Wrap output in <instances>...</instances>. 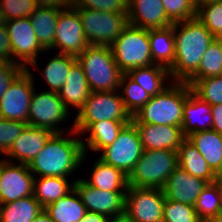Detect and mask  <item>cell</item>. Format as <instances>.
<instances>
[{
  "label": "cell",
  "instance_id": "7",
  "mask_svg": "<svg viewBox=\"0 0 222 222\" xmlns=\"http://www.w3.org/2000/svg\"><path fill=\"white\" fill-rule=\"evenodd\" d=\"M110 47L114 60L123 73L154 64L149 44V29L129 24Z\"/></svg>",
  "mask_w": 222,
  "mask_h": 222
},
{
  "label": "cell",
  "instance_id": "28",
  "mask_svg": "<svg viewBox=\"0 0 222 222\" xmlns=\"http://www.w3.org/2000/svg\"><path fill=\"white\" fill-rule=\"evenodd\" d=\"M61 10L62 8L56 6L38 5L30 16L36 37L46 51L53 46L57 19Z\"/></svg>",
  "mask_w": 222,
  "mask_h": 222
},
{
  "label": "cell",
  "instance_id": "1",
  "mask_svg": "<svg viewBox=\"0 0 222 222\" xmlns=\"http://www.w3.org/2000/svg\"><path fill=\"white\" fill-rule=\"evenodd\" d=\"M175 59L169 69L171 78L187 82L197 71L203 54L216 39L196 17L173 23Z\"/></svg>",
  "mask_w": 222,
  "mask_h": 222
},
{
  "label": "cell",
  "instance_id": "16",
  "mask_svg": "<svg viewBox=\"0 0 222 222\" xmlns=\"http://www.w3.org/2000/svg\"><path fill=\"white\" fill-rule=\"evenodd\" d=\"M74 189L87 211L101 213L108 217L125 212L126 192L103 191L88 185L81 178L74 181Z\"/></svg>",
  "mask_w": 222,
  "mask_h": 222
},
{
  "label": "cell",
  "instance_id": "15",
  "mask_svg": "<svg viewBox=\"0 0 222 222\" xmlns=\"http://www.w3.org/2000/svg\"><path fill=\"white\" fill-rule=\"evenodd\" d=\"M34 177L29 166L2 159L0 174V204L14 202L33 195Z\"/></svg>",
  "mask_w": 222,
  "mask_h": 222
},
{
  "label": "cell",
  "instance_id": "10",
  "mask_svg": "<svg viewBox=\"0 0 222 222\" xmlns=\"http://www.w3.org/2000/svg\"><path fill=\"white\" fill-rule=\"evenodd\" d=\"M30 68L23 69L9 84L0 99V117L28 123L29 107L34 91V78Z\"/></svg>",
  "mask_w": 222,
  "mask_h": 222
},
{
  "label": "cell",
  "instance_id": "5",
  "mask_svg": "<svg viewBox=\"0 0 222 222\" xmlns=\"http://www.w3.org/2000/svg\"><path fill=\"white\" fill-rule=\"evenodd\" d=\"M118 91L91 92L87 101L76 113L73 134L83 133L92 123L104 120L132 121Z\"/></svg>",
  "mask_w": 222,
  "mask_h": 222
},
{
  "label": "cell",
  "instance_id": "31",
  "mask_svg": "<svg viewBox=\"0 0 222 222\" xmlns=\"http://www.w3.org/2000/svg\"><path fill=\"white\" fill-rule=\"evenodd\" d=\"M132 80L137 82L151 97L162 92L168 87L167 77H171L170 70L156 64L132 69L126 73Z\"/></svg>",
  "mask_w": 222,
  "mask_h": 222
},
{
  "label": "cell",
  "instance_id": "39",
  "mask_svg": "<svg viewBox=\"0 0 222 222\" xmlns=\"http://www.w3.org/2000/svg\"><path fill=\"white\" fill-rule=\"evenodd\" d=\"M163 222H202L194 206L165 198Z\"/></svg>",
  "mask_w": 222,
  "mask_h": 222
},
{
  "label": "cell",
  "instance_id": "41",
  "mask_svg": "<svg viewBox=\"0 0 222 222\" xmlns=\"http://www.w3.org/2000/svg\"><path fill=\"white\" fill-rule=\"evenodd\" d=\"M72 6L96 11L128 13V0H73Z\"/></svg>",
  "mask_w": 222,
  "mask_h": 222
},
{
  "label": "cell",
  "instance_id": "23",
  "mask_svg": "<svg viewBox=\"0 0 222 222\" xmlns=\"http://www.w3.org/2000/svg\"><path fill=\"white\" fill-rule=\"evenodd\" d=\"M92 167L91 179L85 183L103 191L127 192L128 176L120 169L98 159Z\"/></svg>",
  "mask_w": 222,
  "mask_h": 222
},
{
  "label": "cell",
  "instance_id": "55",
  "mask_svg": "<svg viewBox=\"0 0 222 222\" xmlns=\"http://www.w3.org/2000/svg\"><path fill=\"white\" fill-rule=\"evenodd\" d=\"M218 41H219V43H220V45H221V48H222V35L221 36H219L218 38H216Z\"/></svg>",
  "mask_w": 222,
  "mask_h": 222
},
{
  "label": "cell",
  "instance_id": "49",
  "mask_svg": "<svg viewBox=\"0 0 222 222\" xmlns=\"http://www.w3.org/2000/svg\"><path fill=\"white\" fill-rule=\"evenodd\" d=\"M108 222H134L125 212L109 217Z\"/></svg>",
  "mask_w": 222,
  "mask_h": 222
},
{
  "label": "cell",
  "instance_id": "42",
  "mask_svg": "<svg viewBox=\"0 0 222 222\" xmlns=\"http://www.w3.org/2000/svg\"><path fill=\"white\" fill-rule=\"evenodd\" d=\"M35 0H0V7L9 20L30 17L37 7Z\"/></svg>",
  "mask_w": 222,
  "mask_h": 222
},
{
  "label": "cell",
  "instance_id": "26",
  "mask_svg": "<svg viewBox=\"0 0 222 222\" xmlns=\"http://www.w3.org/2000/svg\"><path fill=\"white\" fill-rule=\"evenodd\" d=\"M149 44L153 63L170 69L175 59L173 24L167 28L149 29Z\"/></svg>",
  "mask_w": 222,
  "mask_h": 222
},
{
  "label": "cell",
  "instance_id": "29",
  "mask_svg": "<svg viewBox=\"0 0 222 222\" xmlns=\"http://www.w3.org/2000/svg\"><path fill=\"white\" fill-rule=\"evenodd\" d=\"M44 210L54 222H80L87 212L75 189L44 207Z\"/></svg>",
  "mask_w": 222,
  "mask_h": 222
},
{
  "label": "cell",
  "instance_id": "47",
  "mask_svg": "<svg viewBox=\"0 0 222 222\" xmlns=\"http://www.w3.org/2000/svg\"><path fill=\"white\" fill-rule=\"evenodd\" d=\"M37 5L56 6L62 9L72 6L73 0H35Z\"/></svg>",
  "mask_w": 222,
  "mask_h": 222
},
{
  "label": "cell",
  "instance_id": "21",
  "mask_svg": "<svg viewBox=\"0 0 222 222\" xmlns=\"http://www.w3.org/2000/svg\"><path fill=\"white\" fill-rule=\"evenodd\" d=\"M211 112L212 105L198 97L188 85V98L184 104L183 120L181 123L183 135L187 137L191 133L212 129L213 116ZM200 115L202 120L200 119Z\"/></svg>",
  "mask_w": 222,
  "mask_h": 222
},
{
  "label": "cell",
  "instance_id": "45",
  "mask_svg": "<svg viewBox=\"0 0 222 222\" xmlns=\"http://www.w3.org/2000/svg\"><path fill=\"white\" fill-rule=\"evenodd\" d=\"M0 60L13 62L12 49L6 25H0Z\"/></svg>",
  "mask_w": 222,
  "mask_h": 222
},
{
  "label": "cell",
  "instance_id": "43",
  "mask_svg": "<svg viewBox=\"0 0 222 222\" xmlns=\"http://www.w3.org/2000/svg\"><path fill=\"white\" fill-rule=\"evenodd\" d=\"M28 123L8 120L0 117V152L6 154L15 139Z\"/></svg>",
  "mask_w": 222,
  "mask_h": 222
},
{
  "label": "cell",
  "instance_id": "52",
  "mask_svg": "<svg viewBox=\"0 0 222 222\" xmlns=\"http://www.w3.org/2000/svg\"><path fill=\"white\" fill-rule=\"evenodd\" d=\"M203 222H222V214L204 220Z\"/></svg>",
  "mask_w": 222,
  "mask_h": 222
},
{
  "label": "cell",
  "instance_id": "27",
  "mask_svg": "<svg viewBox=\"0 0 222 222\" xmlns=\"http://www.w3.org/2000/svg\"><path fill=\"white\" fill-rule=\"evenodd\" d=\"M130 122L131 121L104 120L92 123L84 131L86 133L90 132L89 137L87 136V143L82 141L84 153H88L87 149L101 152L102 149L111 145L116 140L119 132Z\"/></svg>",
  "mask_w": 222,
  "mask_h": 222
},
{
  "label": "cell",
  "instance_id": "2",
  "mask_svg": "<svg viewBox=\"0 0 222 222\" xmlns=\"http://www.w3.org/2000/svg\"><path fill=\"white\" fill-rule=\"evenodd\" d=\"M54 133L34 160L29 163L31 173L40 177H64L73 175L85 159L82 139L66 138Z\"/></svg>",
  "mask_w": 222,
  "mask_h": 222
},
{
  "label": "cell",
  "instance_id": "4",
  "mask_svg": "<svg viewBox=\"0 0 222 222\" xmlns=\"http://www.w3.org/2000/svg\"><path fill=\"white\" fill-rule=\"evenodd\" d=\"M91 92L118 91L123 72L110 46L89 45L78 57Z\"/></svg>",
  "mask_w": 222,
  "mask_h": 222
},
{
  "label": "cell",
  "instance_id": "12",
  "mask_svg": "<svg viewBox=\"0 0 222 222\" xmlns=\"http://www.w3.org/2000/svg\"><path fill=\"white\" fill-rule=\"evenodd\" d=\"M165 198L162 189L128 186L125 213L134 222H163Z\"/></svg>",
  "mask_w": 222,
  "mask_h": 222
},
{
  "label": "cell",
  "instance_id": "6",
  "mask_svg": "<svg viewBox=\"0 0 222 222\" xmlns=\"http://www.w3.org/2000/svg\"><path fill=\"white\" fill-rule=\"evenodd\" d=\"M177 167V151L143 150L128 176V186L162 189Z\"/></svg>",
  "mask_w": 222,
  "mask_h": 222
},
{
  "label": "cell",
  "instance_id": "19",
  "mask_svg": "<svg viewBox=\"0 0 222 222\" xmlns=\"http://www.w3.org/2000/svg\"><path fill=\"white\" fill-rule=\"evenodd\" d=\"M138 129L144 150L177 151L186 138L181 127L171 125H156L134 123Z\"/></svg>",
  "mask_w": 222,
  "mask_h": 222
},
{
  "label": "cell",
  "instance_id": "40",
  "mask_svg": "<svg viewBox=\"0 0 222 222\" xmlns=\"http://www.w3.org/2000/svg\"><path fill=\"white\" fill-rule=\"evenodd\" d=\"M168 19L172 23L182 22L196 17L194 0H162Z\"/></svg>",
  "mask_w": 222,
  "mask_h": 222
},
{
  "label": "cell",
  "instance_id": "56",
  "mask_svg": "<svg viewBox=\"0 0 222 222\" xmlns=\"http://www.w3.org/2000/svg\"><path fill=\"white\" fill-rule=\"evenodd\" d=\"M1 169H2V160H0V174H1Z\"/></svg>",
  "mask_w": 222,
  "mask_h": 222
},
{
  "label": "cell",
  "instance_id": "38",
  "mask_svg": "<svg viewBox=\"0 0 222 222\" xmlns=\"http://www.w3.org/2000/svg\"><path fill=\"white\" fill-rule=\"evenodd\" d=\"M196 18L213 34L215 38L222 35V0H214L198 6Z\"/></svg>",
  "mask_w": 222,
  "mask_h": 222
},
{
  "label": "cell",
  "instance_id": "33",
  "mask_svg": "<svg viewBox=\"0 0 222 222\" xmlns=\"http://www.w3.org/2000/svg\"><path fill=\"white\" fill-rule=\"evenodd\" d=\"M77 61L76 57L58 54L41 70L45 82L50 89L48 91L58 93L69 75L71 66Z\"/></svg>",
  "mask_w": 222,
  "mask_h": 222
},
{
  "label": "cell",
  "instance_id": "32",
  "mask_svg": "<svg viewBox=\"0 0 222 222\" xmlns=\"http://www.w3.org/2000/svg\"><path fill=\"white\" fill-rule=\"evenodd\" d=\"M43 209L34 195L0 204V222H32Z\"/></svg>",
  "mask_w": 222,
  "mask_h": 222
},
{
  "label": "cell",
  "instance_id": "35",
  "mask_svg": "<svg viewBox=\"0 0 222 222\" xmlns=\"http://www.w3.org/2000/svg\"><path fill=\"white\" fill-rule=\"evenodd\" d=\"M125 94L121 95L124 106L133 117L139 110L148 103L151 96L137 82L132 80L126 73H123L120 81V90Z\"/></svg>",
  "mask_w": 222,
  "mask_h": 222
},
{
  "label": "cell",
  "instance_id": "25",
  "mask_svg": "<svg viewBox=\"0 0 222 222\" xmlns=\"http://www.w3.org/2000/svg\"><path fill=\"white\" fill-rule=\"evenodd\" d=\"M177 154L179 167L195 177L206 180L208 183L216 182V173L187 138L182 141Z\"/></svg>",
  "mask_w": 222,
  "mask_h": 222
},
{
  "label": "cell",
  "instance_id": "53",
  "mask_svg": "<svg viewBox=\"0 0 222 222\" xmlns=\"http://www.w3.org/2000/svg\"><path fill=\"white\" fill-rule=\"evenodd\" d=\"M216 183L219 185L222 191V170L216 174Z\"/></svg>",
  "mask_w": 222,
  "mask_h": 222
},
{
  "label": "cell",
  "instance_id": "30",
  "mask_svg": "<svg viewBox=\"0 0 222 222\" xmlns=\"http://www.w3.org/2000/svg\"><path fill=\"white\" fill-rule=\"evenodd\" d=\"M72 190H74V181L70 184L67 178L34 177L33 195L43 208L65 197Z\"/></svg>",
  "mask_w": 222,
  "mask_h": 222
},
{
  "label": "cell",
  "instance_id": "20",
  "mask_svg": "<svg viewBox=\"0 0 222 222\" xmlns=\"http://www.w3.org/2000/svg\"><path fill=\"white\" fill-rule=\"evenodd\" d=\"M129 24L145 28H167L173 23L168 19L162 0H128Z\"/></svg>",
  "mask_w": 222,
  "mask_h": 222
},
{
  "label": "cell",
  "instance_id": "46",
  "mask_svg": "<svg viewBox=\"0 0 222 222\" xmlns=\"http://www.w3.org/2000/svg\"><path fill=\"white\" fill-rule=\"evenodd\" d=\"M212 130L222 134V104L212 105Z\"/></svg>",
  "mask_w": 222,
  "mask_h": 222
},
{
  "label": "cell",
  "instance_id": "37",
  "mask_svg": "<svg viewBox=\"0 0 222 222\" xmlns=\"http://www.w3.org/2000/svg\"><path fill=\"white\" fill-rule=\"evenodd\" d=\"M192 91L210 105L222 104V75L186 82Z\"/></svg>",
  "mask_w": 222,
  "mask_h": 222
},
{
  "label": "cell",
  "instance_id": "9",
  "mask_svg": "<svg viewBox=\"0 0 222 222\" xmlns=\"http://www.w3.org/2000/svg\"><path fill=\"white\" fill-rule=\"evenodd\" d=\"M143 150L138 129L131 121L123 127L111 145L101 150L99 159L129 176Z\"/></svg>",
  "mask_w": 222,
  "mask_h": 222
},
{
  "label": "cell",
  "instance_id": "50",
  "mask_svg": "<svg viewBox=\"0 0 222 222\" xmlns=\"http://www.w3.org/2000/svg\"><path fill=\"white\" fill-rule=\"evenodd\" d=\"M32 222H54L43 209Z\"/></svg>",
  "mask_w": 222,
  "mask_h": 222
},
{
  "label": "cell",
  "instance_id": "11",
  "mask_svg": "<svg viewBox=\"0 0 222 222\" xmlns=\"http://www.w3.org/2000/svg\"><path fill=\"white\" fill-rule=\"evenodd\" d=\"M5 25L12 49L13 62L20 64L23 69H27V65L30 64L39 70L36 58L41 51L46 49L36 37L30 17L9 20Z\"/></svg>",
  "mask_w": 222,
  "mask_h": 222
},
{
  "label": "cell",
  "instance_id": "13",
  "mask_svg": "<svg viewBox=\"0 0 222 222\" xmlns=\"http://www.w3.org/2000/svg\"><path fill=\"white\" fill-rule=\"evenodd\" d=\"M78 11L70 6L59 12L53 46L60 54L78 57L88 46Z\"/></svg>",
  "mask_w": 222,
  "mask_h": 222
},
{
  "label": "cell",
  "instance_id": "22",
  "mask_svg": "<svg viewBox=\"0 0 222 222\" xmlns=\"http://www.w3.org/2000/svg\"><path fill=\"white\" fill-rule=\"evenodd\" d=\"M90 93L91 91L83 68L78 61H76L71 66L69 75L67 76L64 85L58 92L59 97L68 109L70 106H72L79 111V109L87 101Z\"/></svg>",
  "mask_w": 222,
  "mask_h": 222
},
{
  "label": "cell",
  "instance_id": "14",
  "mask_svg": "<svg viewBox=\"0 0 222 222\" xmlns=\"http://www.w3.org/2000/svg\"><path fill=\"white\" fill-rule=\"evenodd\" d=\"M69 109L65 106L59 94L51 91L32 92L29 107V125L45 128L53 133H64L56 126L68 117Z\"/></svg>",
  "mask_w": 222,
  "mask_h": 222
},
{
  "label": "cell",
  "instance_id": "54",
  "mask_svg": "<svg viewBox=\"0 0 222 222\" xmlns=\"http://www.w3.org/2000/svg\"><path fill=\"white\" fill-rule=\"evenodd\" d=\"M212 1H214V0H194V3L196 5V7H198V6H201L205 3L212 2Z\"/></svg>",
  "mask_w": 222,
  "mask_h": 222
},
{
  "label": "cell",
  "instance_id": "44",
  "mask_svg": "<svg viewBox=\"0 0 222 222\" xmlns=\"http://www.w3.org/2000/svg\"><path fill=\"white\" fill-rule=\"evenodd\" d=\"M23 70L20 64L0 60V99L7 91L9 84Z\"/></svg>",
  "mask_w": 222,
  "mask_h": 222
},
{
  "label": "cell",
  "instance_id": "34",
  "mask_svg": "<svg viewBox=\"0 0 222 222\" xmlns=\"http://www.w3.org/2000/svg\"><path fill=\"white\" fill-rule=\"evenodd\" d=\"M194 208L202 222L222 214V191L216 182L207 184L198 196Z\"/></svg>",
  "mask_w": 222,
  "mask_h": 222
},
{
  "label": "cell",
  "instance_id": "24",
  "mask_svg": "<svg viewBox=\"0 0 222 222\" xmlns=\"http://www.w3.org/2000/svg\"><path fill=\"white\" fill-rule=\"evenodd\" d=\"M217 174L222 170V134L215 130L191 133L186 137Z\"/></svg>",
  "mask_w": 222,
  "mask_h": 222
},
{
  "label": "cell",
  "instance_id": "18",
  "mask_svg": "<svg viewBox=\"0 0 222 222\" xmlns=\"http://www.w3.org/2000/svg\"><path fill=\"white\" fill-rule=\"evenodd\" d=\"M207 184L206 180L195 177L178 166L162 190L167 199L194 206Z\"/></svg>",
  "mask_w": 222,
  "mask_h": 222
},
{
  "label": "cell",
  "instance_id": "36",
  "mask_svg": "<svg viewBox=\"0 0 222 222\" xmlns=\"http://www.w3.org/2000/svg\"><path fill=\"white\" fill-rule=\"evenodd\" d=\"M222 75V48L215 39L203 54L198 71L189 80H200L204 78Z\"/></svg>",
  "mask_w": 222,
  "mask_h": 222
},
{
  "label": "cell",
  "instance_id": "3",
  "mask_svg": "<svg viewBox=\"0 0 222 222\" xmlns=\"http://www.w3.org/2000/svg\"><path fill=\"white\" fill-rule=\"evenodd\" d=\"M187 98L188 84L174 81L162 92L152 96L132 117V122L181 127Z\"/></svg>",
  "mask_w": 222,
  "mask_h": 222
},
{
  "label": "cell",
  "instance_id": "48",
  "mask_svg": "<svg viewBox=\"0 0 222 222\" xmlns=\"http://www.w3.org/2000/svg\"><path fill=\"white\" fill-rule=\"evenodd\" d=\"M108 219L104 214L87 211L80 222H108Z\"/></svg>",
  "mask_w": 222,
  "mask_h": 222
},
{
  "label": "cell",
  "instance_id": "17",
  "mask_svg": "<svg viewBox=\"0 0 222 222\" xmlns=\"http://www.w3.org/2000/svg\"><path fill=\"white\" fill-rule=\"evenodd\" d=\"M53 134L51 130L27 125L6 152L5 155L10 157L6 161L17 159L18 164L29 165Z\"/></svg>",
  "mask_w": 222,
  "mask_h": 222
},
{
  "label": "cell",
  "instance_id": "8",
  "mask_svg": "<svg viewBox=\"0 0 222 222\" xmlns=\"http://www.w3.org/2000/svg\"><path fill=\"white\" fill-rule=\"evenodd\" d=\"M90 45L111 46L129 25L128 13L75 8Z\"/></svg>",
  "mask_w": 222,
  "mask_h": 222
},
{
  "label": "cell",
  "instance_id": "51",
  "mask_svg": "<svg viewBox=\"0 0 222 222\" xmlns=\"http://www.w3.org/2000/svg\"><path fill=\"white\" fill-rule=\"evenodd\" d=\"M7 22H8V19L6 17V14L2 10V8L0 7V25L6 24Z\"/></svg>",
  "mask_w": 222,
  "mask_h": 222
}]
</instances>
